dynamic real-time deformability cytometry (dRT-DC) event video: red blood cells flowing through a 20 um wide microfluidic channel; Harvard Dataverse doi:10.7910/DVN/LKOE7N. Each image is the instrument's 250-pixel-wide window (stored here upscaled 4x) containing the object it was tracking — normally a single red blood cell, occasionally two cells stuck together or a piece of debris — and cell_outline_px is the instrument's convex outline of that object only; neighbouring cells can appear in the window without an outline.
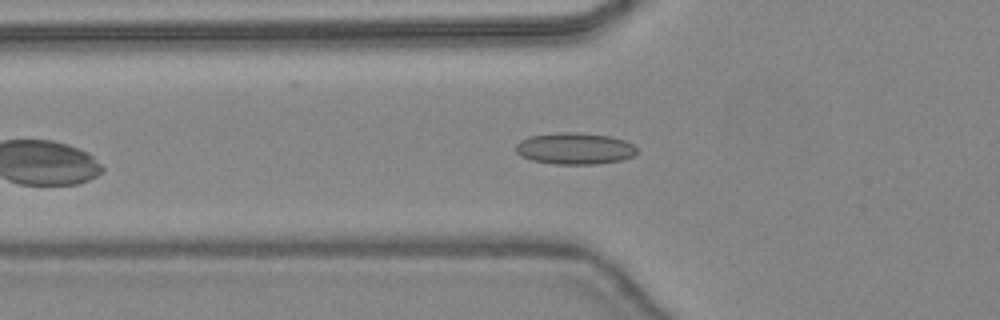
{"species": "common noctule bat (a hibernating species)", "species_latin": "Nyctalus noctula", "temperature_condition": "warm", "stored_images_in_passage": 30, "camera_frame_rate_fps": 3000, "um_per_image_px": 0.085, "animal": {"sex": "female", "body_mass_g": 24.6, "forearm_length_mm": 56.2}, "frame": {"image": 1, "passage_image": 4, "time_ms": 1.0, "image_size_px": [1000, 320], "cell_outline_px": [[636, 156], [624, 160], [596, 164], [556, 164], [532, 160], [520, 156], [516, 152], [516, 144], [520, 140], [528, 136], [556, 132], [580, 132], [612, 136], [624, 140], [632, 144], [636, 148]], "centroid_in_image_um": [48.86, 12.62], "position_along_channel_um": 76.9, "area_um2": 22.66}}
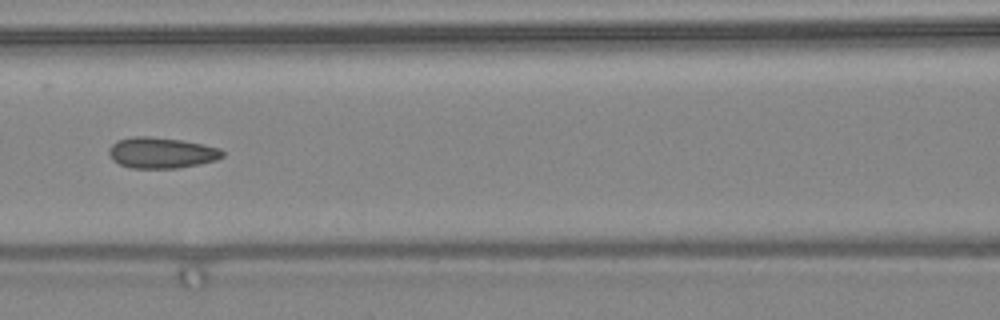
{"frame": {"image": 2, "passage_image": 9, "time_ms": 2.667, "image_size_px": [1000, 320], "cell_outline_px": [[224, 156], [216, 160], [200, 164], [176, 168], [132, 168], [120, 164], [112, 160], [108, 152], [108, 148], [116, 140], [132, 136], [148, 136], [180, 140], [204, 144], [220, 148], [224, 152]], "centroid_in_image_um": [13.71, 12.98], "position_along_channel_um": 152.9, "area_um2": 20.58}}
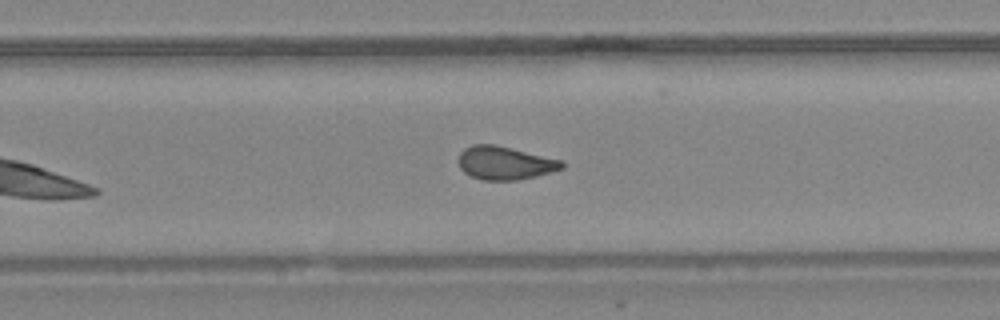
{"frame": {"image": 3, "passage_image": 18, "time_ms": 5.667, "image_size_px": [1000, 320], "cell_outline_px": [[564, 168], [536, 176], [516, 180], [484, 180], [472, 176], [464, 172], [460, 168], [460, 152], [464, 148], [472, 144], [496, 144], [564, 160]], "centroid_in_image_um": [42.95, 13.84], "position_along_channel_um": 286.9, "area_um2": 20.11}, "authors_computed_cell_mechanics": {"area_um2": 20.2011, "velocity_mm_per_s": 4.4816, "shape_relaxation_time_tau1_ms": null, "shape_relaxation_time_tau2_ms": 1.3928, "deformation_change_tau1": null, "deformation_change_tau2": 0.0913}}